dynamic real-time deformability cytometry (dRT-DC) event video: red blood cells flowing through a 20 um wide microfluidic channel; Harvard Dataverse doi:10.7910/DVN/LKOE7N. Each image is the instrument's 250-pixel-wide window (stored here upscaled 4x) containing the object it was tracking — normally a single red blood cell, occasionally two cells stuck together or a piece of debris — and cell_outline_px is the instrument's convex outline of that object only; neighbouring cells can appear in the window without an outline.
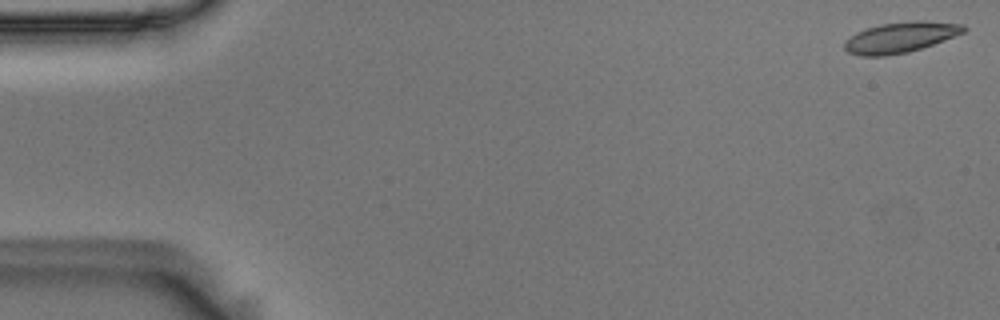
{"species": "Egyptian fruit bat (a non-hibernating species)", "species_latin": "Rousettus aegyptiacus", "temperature_condition": "room temperature", "stored_images_in_passage": 55, "camera_frame_rate_fps": 3000, "um_per_image_px": 0.085, "animal": {"sex": "male"}, "frame": {"image": 1, "passage_image": 1, "time_ms": 0.0, "image_size_px": [1000, 320], "cell_outline_px": [[968, 28], [964, 32], [932, 44], [908, 52], [884, 56], [860, 56], [848, 52], [844, 48], [844, 40], [856, 32], [880, 24], [912, 20], [920, 20], [964, 24]], "centroid_in_image_um": [76.51, 3.16], "position_along_channel_um": 8.5, "area_um2": 21.21}}
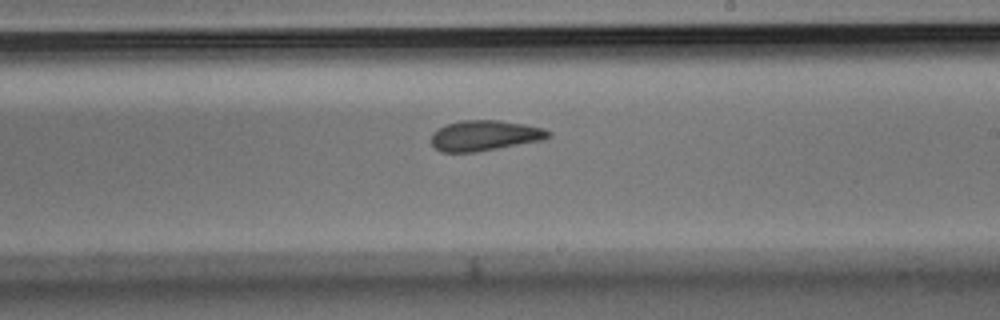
{"frame": {"image": 2, "passage_image": 32, "time_ms": 10.333, "image_size_px": [1000, 320], "cell_outline_px": [[552, 136], [540, 140], [476, 152], [440, 152], [432, 144], [432, 132], [448, 124], [460, 120], [500, 120], [524, 124], [544, 128], [552, 132]], "centroid_in_image_um": [41.21, 11.51], "position_along_channel_um": 247.8, "area_um2": 20.63}}
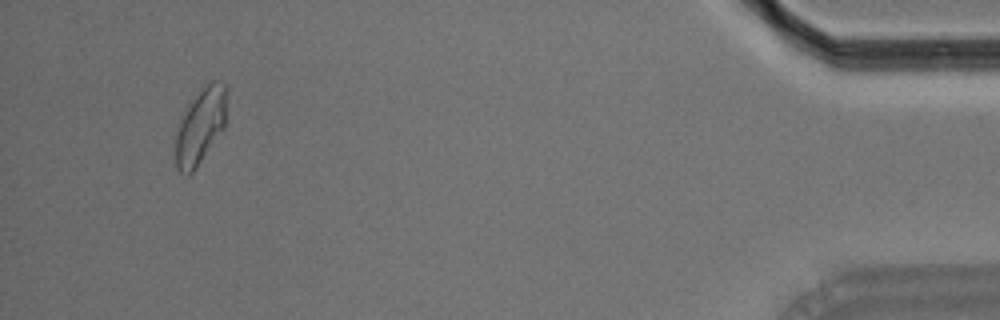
{"frame": {"image": 3, "passage_image": 52, "time_ms": 17.0, "image_size_px": [1000, 320], "cell_outline_px": [[228, 88], [224, 128], [196, 168], [188, 176], [180, 172], [176, 168], [176, 136], [180, 120], [188, 104], [212, 80], [216, 80], [224, 84]], "centroid_in_image_um": [17.06, 10.73], "position_along_channel_um": 418.1, "area_um2": 22.31}, "authors_computed_cell_mechanics": {"area_um2": 21.097, "velocity_mm_per_s": 3.6357, "shape_relaxation_time_tau1_ms": 6.8044, "shape_relaxation_time_tau2_ms": 1.3015, "deformation_change_tau1": 0.1522, "deformation_change_tau2": 0.0795}}